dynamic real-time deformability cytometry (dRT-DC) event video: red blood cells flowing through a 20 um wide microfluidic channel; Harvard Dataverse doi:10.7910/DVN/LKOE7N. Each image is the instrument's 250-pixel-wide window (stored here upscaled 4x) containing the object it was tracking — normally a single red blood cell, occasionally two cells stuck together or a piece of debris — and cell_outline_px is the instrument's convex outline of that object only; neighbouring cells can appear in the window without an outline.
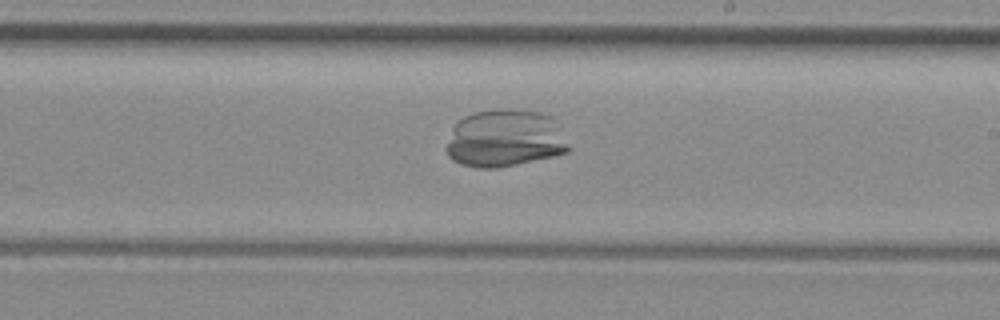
{"species": "common noctule bat (a hibernating species)", "species_latin": "Nyctalus noctula", "temperature_condition": "room temperature", "stored_images_in_passage": 50, "camera_frame_rate_fps": 3000, "um_per_image_px": 0.085, "animal": {"sex": "female", "body_mass_g": 29.2, "forearm_length_mm": 56.3}, "frame": {"image": 1, "passage_image": 28, "time_ms": 9.0, "image_size_px": [1000, 320], "cell_outline_px": [[572, 148], [568, 152], [556, 156], [496, 168], [476, 168], [460, 164], [452, 160], [448, 156], [444, 148], [452, 128], [464, 116], [472, 112], [540, 112], [552, 116]], "centroid_in_image_um": [42.91, 11.83], "position_along_channel_um": 246.1, "area_um2": 40.58}}